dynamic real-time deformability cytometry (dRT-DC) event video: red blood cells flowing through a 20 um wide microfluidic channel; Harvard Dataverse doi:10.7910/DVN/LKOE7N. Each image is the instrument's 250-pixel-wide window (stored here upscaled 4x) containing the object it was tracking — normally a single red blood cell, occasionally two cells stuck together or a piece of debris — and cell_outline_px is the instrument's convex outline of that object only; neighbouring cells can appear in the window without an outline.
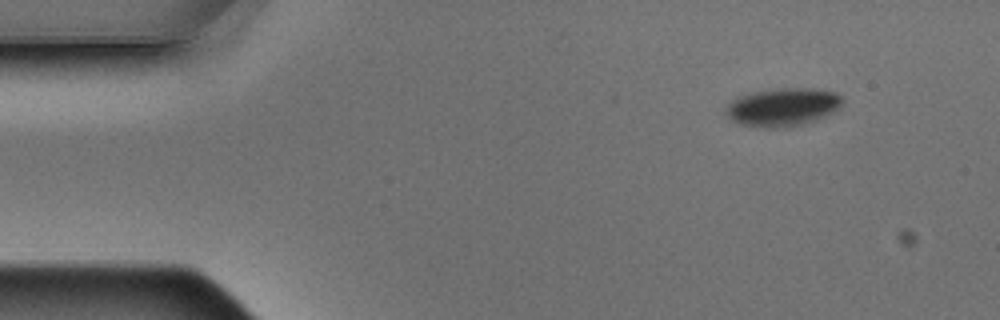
{"species": "Egyptian fruit bat (a non-hibernating species)", "species_latin": "Rousettus aegyptiacus", "temperature_condition": "warm", "stored_images_in_passage": 10, "camera_frame_rate_fps": 3000, "um_per_image_px": 0.085, "animal": {"sex": "male"}, "frame": {"image": 1, "passage_image": 1, "time_ms": 0.0, "image_size_px": [1000, 320], "cell_outline_px": [[840, 104], [832, 112], [816, 120], [784, 128], [764, 128], [740, 124], [732, 120], [724, 112], [728, 104], [736, 96], [752, 92], [780, 88], [812, 88], [836, 92], [840, 96]], "centroid_in_image_um": [66.47, 9.1], "position_along_channel_um": 18.5, "area_um2": 25.78}}
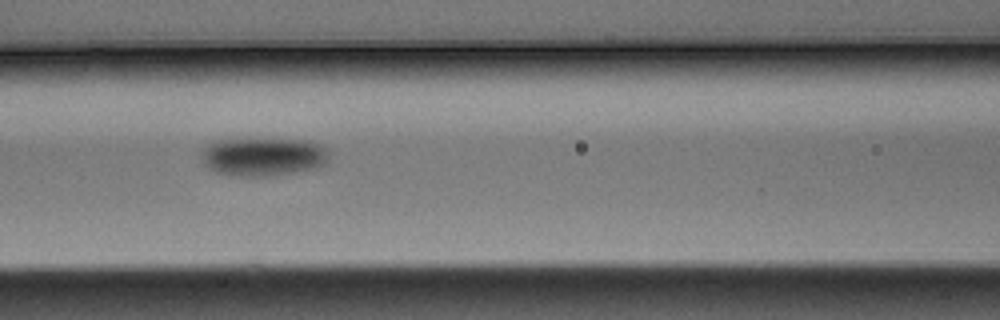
{"frame": {"image": 2, "passage_image": 6, "time_ms": 1.667, "image_size_px": [1000, 320], "cell_outline_px": [[328, 160], [324, 164], [316, 168], [296, 172], [272, 176], [228, 176], [216, 172], [208, 168], [204, 164], [200, 156], [200, 152], [208, 144], [216, 140], [308, 140], [320, 144], [324, 148], [328, 156]], "centroid_in_image_um": [22.33, 13.34], "position_along_channel_um": 144.3, "area_um2": 28.55}}
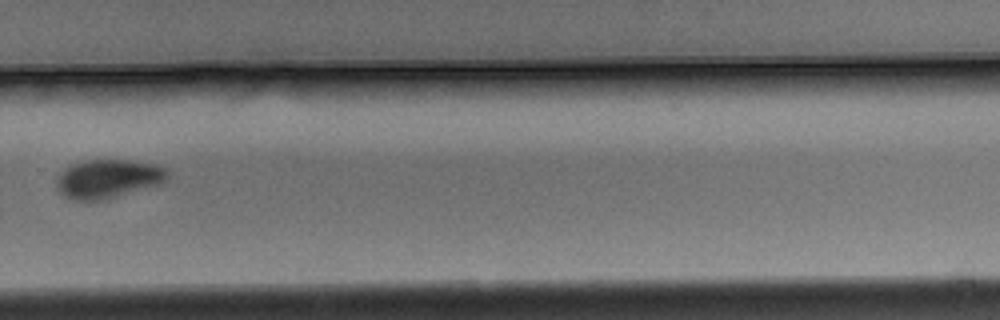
{"frame": {"image": 3, "passage_image": 10, "time_ms": 3.0, "image_size_px": [1000, 320], "cell_outline_px": [[168, 176], [160, 184], [108, 200], [72, 200], [64, 196], [56, 188], [56, 180], [60, 172], [72, 164], [84, 160], [132, 160], [156, 164], [164, 168], [168, 172]], "centroid_in_image_um": [9.17, 15.2], "position_along_channel_um": 320.6, "area_um2": 25.32}}